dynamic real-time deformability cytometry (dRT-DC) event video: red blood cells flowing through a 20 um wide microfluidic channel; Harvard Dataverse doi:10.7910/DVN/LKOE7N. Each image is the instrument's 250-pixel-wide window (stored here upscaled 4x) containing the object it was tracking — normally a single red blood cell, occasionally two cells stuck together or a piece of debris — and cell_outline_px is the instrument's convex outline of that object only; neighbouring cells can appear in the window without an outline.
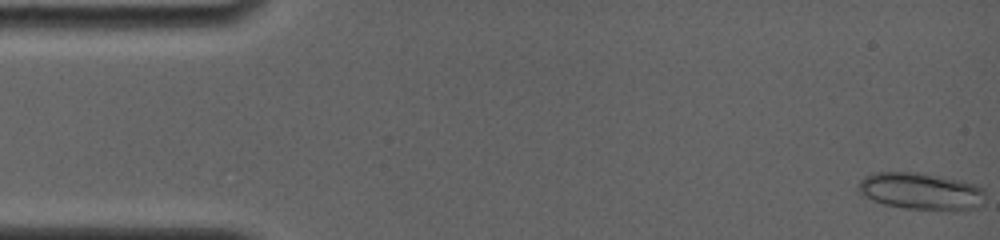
{"species": "common noctule bat (a hibernating species)", "species_latin": "Nyctalus noctula", "temperature_condition": "room temperature", "stored_images_in_passage": 9, "camera_frame_rate_fps": 4000, "um_per_image_px": 0.085, "animal": {"sex": "female", "body_mass_g": 19.0, "forearm_length_mm": 56.7}, "frame": {"image": 1, "passage_image": 1, "time_ms": 0.0, "image_size_px": [1000, 240], "cell_outline_px": [[984, 204], [976, 208], [904, 208], [884, 204], [872, 200], [864, 196], [856, 188], [860, 180], [864, 176], [876, 172], [920, 172], [960, 180], [976, 184], [984, 188]], "centroid_in_image_um": [78.25, 16.21], "position_along_channel_um": 6.8, "area_um2": 27.05}}
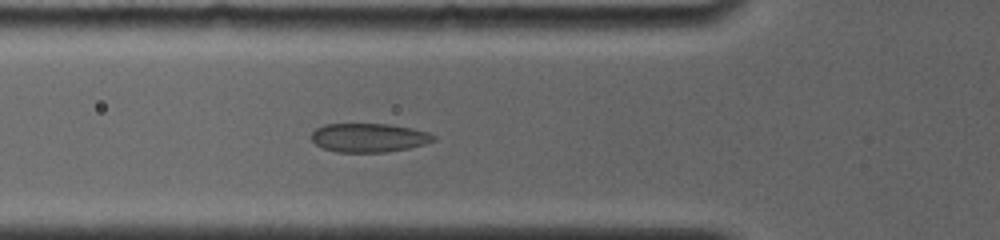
{"frame": {"image": 2, "passage_image": 9, "time_ms": 5.5, "image_size_px": [1000, 240], "cell_outline_px": [[436, 140], [424, 144], [408, 148], [384, 152], [336, 152], [324, 148], [316, 144], [312, 140], [312, 132], [316, 128], [324, 124], [388, 124], [412, 128], [428, 132], [436, 136]], "centroid_in_image_um": [31.36, 11.7], "position_along_channel_um": 94.4, "area_um2": 20.46}}